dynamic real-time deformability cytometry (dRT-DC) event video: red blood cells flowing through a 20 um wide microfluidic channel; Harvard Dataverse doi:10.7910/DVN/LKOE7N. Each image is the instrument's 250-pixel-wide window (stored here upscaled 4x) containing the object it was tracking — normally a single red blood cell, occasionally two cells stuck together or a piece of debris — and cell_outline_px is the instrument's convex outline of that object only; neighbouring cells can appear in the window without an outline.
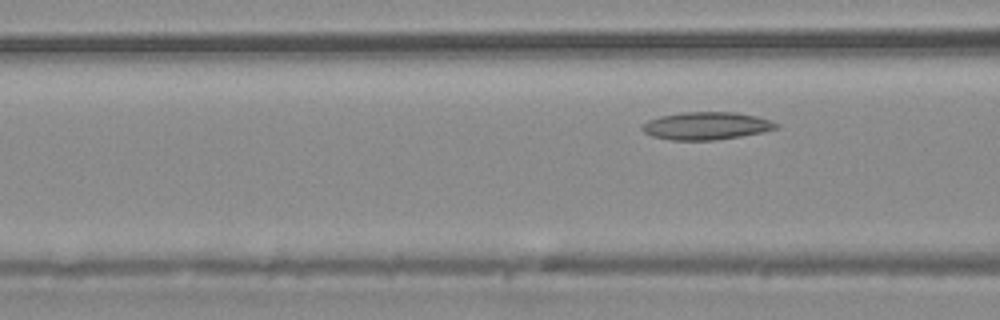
{"species": "common noctule bat (a hibernating species)", "species_latin": "Nyctalus noctula", "temperature_condition": "warm", "stored_images_in_passage": 5, "segment_of_instrument_passage": [2, 2], "camera_frame_rate_fps": 3000, "um_per_image_px": 0.085, "animal": {"sex": "male", "body_mass_g": 20.4}, "frame": {"image": 1, "passage_image": 5, "time_ms": 4.667, "image_size_px": [1000, 320], "cell_outline_px": [[780, 124], [776, 128], [764, 132], [716, 140], [672, 140], [652, 136], [644, 132], [640, 128], [648, 120], [660, 116], [684, 112], [736, 112], [756, 116], [772, 120]], "centroid_in_image_um": [60.06, 10.69], "position_along_channel_um": 106.5, "area_um2": 21.62}}